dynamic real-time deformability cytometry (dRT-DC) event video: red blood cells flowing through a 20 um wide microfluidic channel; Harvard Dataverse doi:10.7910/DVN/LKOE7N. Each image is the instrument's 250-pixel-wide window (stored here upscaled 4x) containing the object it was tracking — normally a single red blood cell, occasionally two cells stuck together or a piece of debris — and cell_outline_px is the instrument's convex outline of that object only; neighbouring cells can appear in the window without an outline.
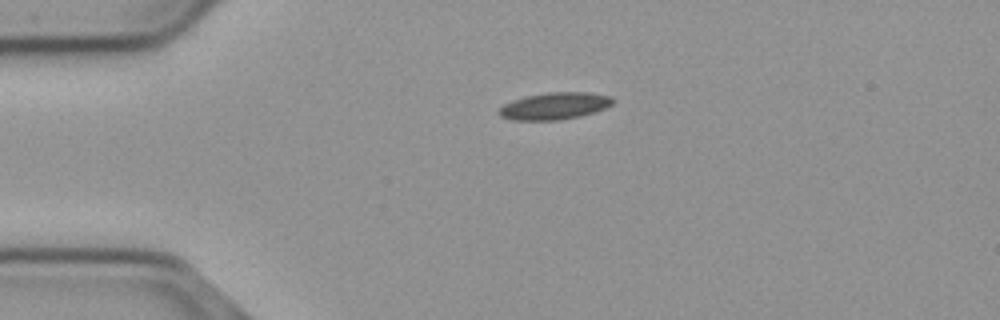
{"species": "common noctule bat (a hibernating species)", "species_latin": "Nyctalus noctula", "temperature_condition": "cold", "stored_images_in_passage": 44, "camera_frame_rate_fps": 3000, "um_per_image_px": 0.085, "animal": {"sex": "male", "body_mass_g": 23.1, "forearm_length_mm": 52.7}, "frame": {"image": 1, "passage_image": 1, "time_ms": 0.0, "image_size_px": [1000, 320], "cell_outline_px": [[616, 100], [612, 104], [604, 108], [580, 116], [560, 120], [512, 120], [500, 116], [496, 112], [504, 104], [512, 100], [524, 96], [548, 92], [588, 92], [612, 96]], "centroid_in_image_um": [47.12, 9.0], "position_along_channel_um": 37.9, "area_um2": 18.03}}
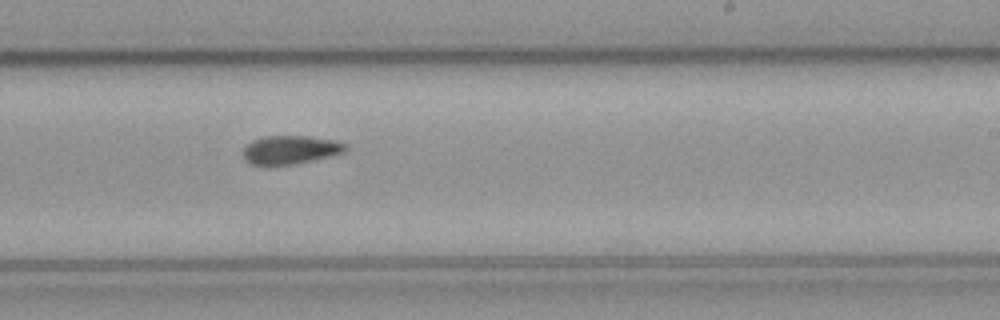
{"frame": {"image": 2, "passage_image": 22, "time_ms": 7.0, "image_size_px": [1000, 320], "cell_outline_px": [[348, 148], [344, 152], [332, 156], [292, 164], [252, 164], [244, 160], [244, 148], [252, 140], [264, 136], [308, 136], [336, 140], [344, 144]], "centroid_in_image_um": [24.7, 12.71], "position_along_channel_um": 264.3, "area_um2": 16.82}}
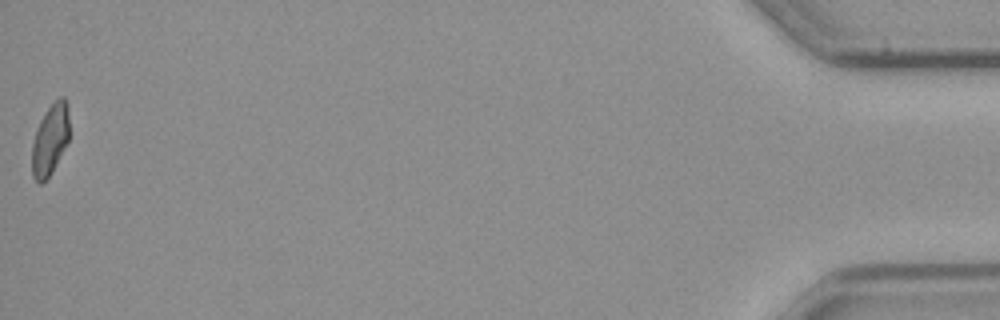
{"frame": {"image": 3, "passage_image": 44, "time_ms": 14.333, "image_size_px": [1000, 320], "cell_outline_px": [[68, 140], [52, 172], [40, 184], [32, 176], [32, 144], [36, 128], [44, 112], [60, 96], [64, 96], [68, 104]], "centroid_in_image_um": [4.25, 11.84], "position_along_channel_um": 431.0, "area_um2": 15.32}, "authors_computed_cell_mechanics": {"area_um2": 16.9065, "velocity_mm_per_s": 3.7, "shape_relaxation_time_tau1_ms": null, "shape_relaxation_time_tau2_ms": 8.8658, "deformation_change_tau1": null, "deformation_change_tau2": 0.1368}}